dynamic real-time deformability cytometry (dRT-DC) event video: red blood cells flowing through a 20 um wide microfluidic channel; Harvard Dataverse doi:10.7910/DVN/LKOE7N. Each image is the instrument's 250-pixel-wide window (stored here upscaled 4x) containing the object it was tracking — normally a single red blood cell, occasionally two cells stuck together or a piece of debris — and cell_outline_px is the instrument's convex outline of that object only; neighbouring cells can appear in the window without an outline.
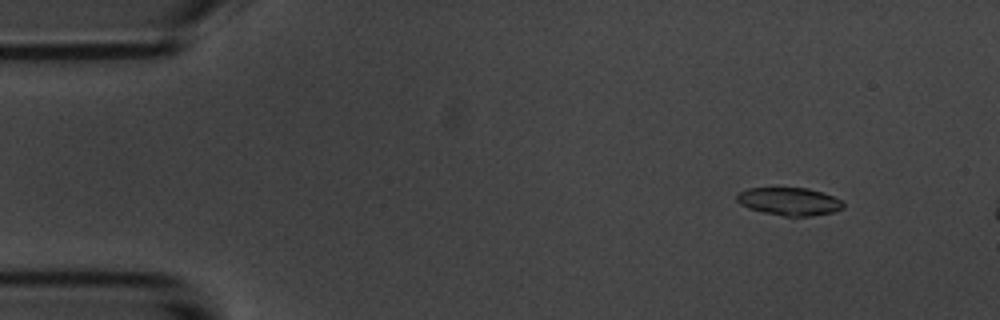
{"species": "common noctule bat (a hibernating species)", "species_latin": "Nyctalus noctula", "temperature_condition": "room temperature", "stored_images_in_passage": 3, "camera_frame_rate_fps": 3000, "um_per_image_px": 0.085, "animal": {"sex": "male", "body_mass_g": 20.1, "forearm_length_mm": 53.5}, "frame": {"image": 1, "passage_image": 1, "time_ms": 0.0, "image_size_px": [1000, 320], "cell_outline_px": [[844, 208], [832, 212], [812, 216], [784, 216], [764, 212], [748, 208], [740, 204], [736, 200], [736, 192], [748, 188], [808, 188], [832, 196], [840, 200], [844, 204]], "centroid_in_image_um": [67.05, 17.12], "position_along_channel_um": 18.0, "area_um2": 17.22}}